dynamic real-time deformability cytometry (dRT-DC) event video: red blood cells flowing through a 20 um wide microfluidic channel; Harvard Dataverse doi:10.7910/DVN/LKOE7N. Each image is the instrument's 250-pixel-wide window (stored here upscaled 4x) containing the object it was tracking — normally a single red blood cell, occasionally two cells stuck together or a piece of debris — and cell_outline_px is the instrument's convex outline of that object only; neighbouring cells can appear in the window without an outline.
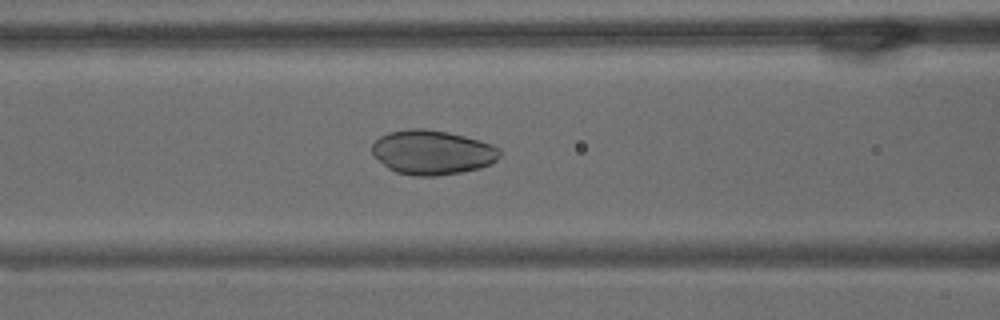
{"species": "common noctule bat (a hibernating species)", "species_latin": "Nyctalus noctula", "temperature_condition": "warm", "stored_images_in_passage": 60, "camera_frame_rate_fps": 3000, "um_per_image_px": 0.085, "animal": {"sex": "male", "body_mass_g": 15.6}, "frame": {"image": 1, "passage_image": 24, "time_ms": 7.667, "image_size_px": [1000, 320], "cell_outline_px": [[500, 156], [496, 160], [480, 168], [460, 172], [436, 176], [412, 176], [396, 172], [388, 168], [372, 156], [372, 144], [380, 136], [388, 132], [408, 128], [424, 128], [448, 132], [480, 140], [492, 144], [500, 148]], "centroid_in_image_um": [36.71, 12.94], "position_along_channel_um": 129.9, "area_um2": 33.29}}
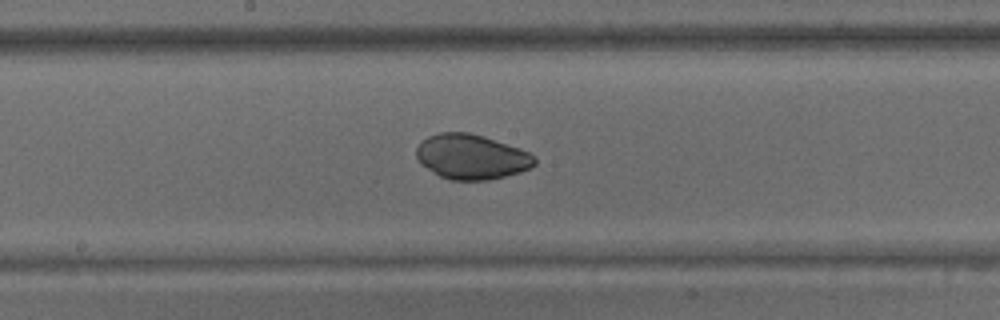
{"frame": {"image": 2, "passage_image": 31, "time_ms": 10.0, "image_size_px": [1000, 320], "cell_outline_px": [[536, 164], [520, 172], [488, 180], [452, 180], [440, 176], [420, 164], [416, 156], [416, 148], [428, 136], [440, 132], [468, 132], [484, 136], [520, 148], [536, 156]], "centroid_in_image_um": [40.08, 13.32], "position_along_channel_um": 208.1, "area_um2": 30.92}}
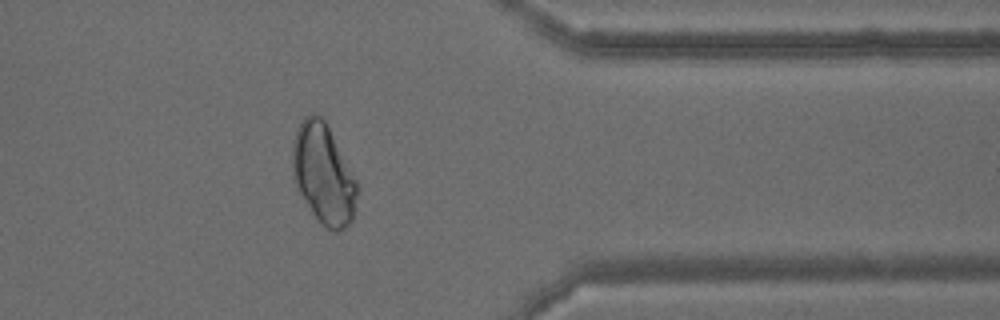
{"frame": {"image": 3, "passage_image": 48, "time_ms": 15.667, "image_size_px": [1000, 320], "cell_outline_px": [[356, 196], [352, 220], [344, 228], [336, 232], [320, 224], [312, 212], [300, 192], [296, 184], [292, 168], [292, 144], [296, 132], [304, 116], [312, 112], [316, 112], [324, 120], [356, 180]], "centroid_in_image_um": [27.46, 14.78], "position_along_channel_um": 383.9, "area_um2": 36.88}}